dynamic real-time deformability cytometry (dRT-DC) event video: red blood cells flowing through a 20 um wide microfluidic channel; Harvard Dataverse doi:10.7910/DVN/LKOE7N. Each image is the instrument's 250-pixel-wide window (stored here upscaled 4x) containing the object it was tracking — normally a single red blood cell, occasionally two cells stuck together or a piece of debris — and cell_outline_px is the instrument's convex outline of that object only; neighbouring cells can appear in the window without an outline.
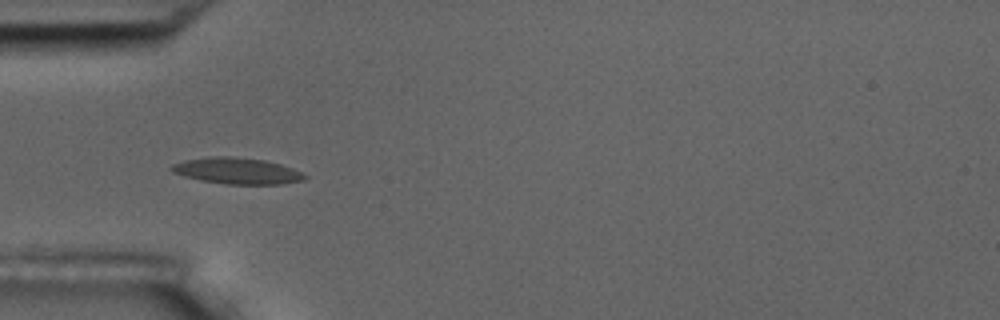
{"species": "common noctule bat (a hibernating species)", "species_latin": "Nyctalus noctula", "temperature_condition": "room temperature", "stored_images_in_passage": 9, "camera_frame_rate_fps": 3000, "um_per_image_px": 0.085, "animal": {"sex": "male", "body_mass_g": 17.5, "forearm_length_mm": 52.3}, "frame": {"image": 1, "passage_image": 4, "time_ms": 3.333, "image_size_px": [1000, 320], "cell_outline_px": [[308, 176], [304, 180], [280, 184], [224, 184], [200, 180], [184, 176], [172, 172], [168, 168], [172, 164], [184, 160], [208, 156], [236, 156], [264, 160], [280, 164], [292, 168]], "centroid_in_image_um": [20.1, 14.51], "position_along_channel_um": 64.9, "area_um2": 20.52}}
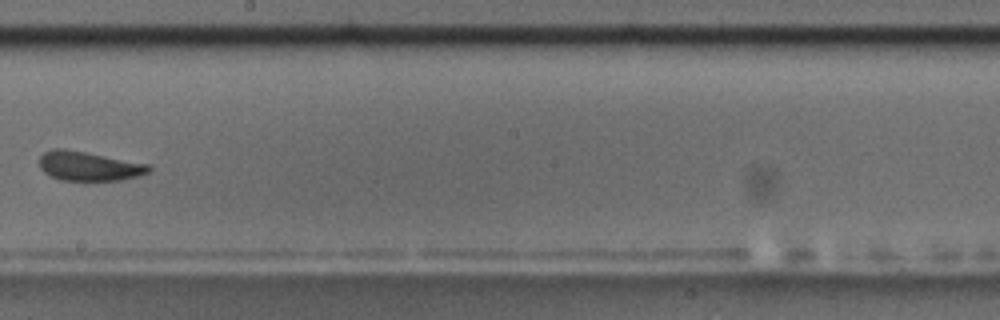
{"frame": {"image": 2, "passage_image": 8, "time_ms": 8.333, "image_size_px": [1000, 320], "cell_outline_px": [[152, 168], [148, 172], [140, 176], [120, 180], [60, 180], [44, 172], [40, 168], [40, 156], [44, 152], [52, 148], [64, 148], [152, 164]], "centroid_in_image_um": [7.59, 14.11], "position_along_channel_um": 240.6, "area_um2": 18.84}}
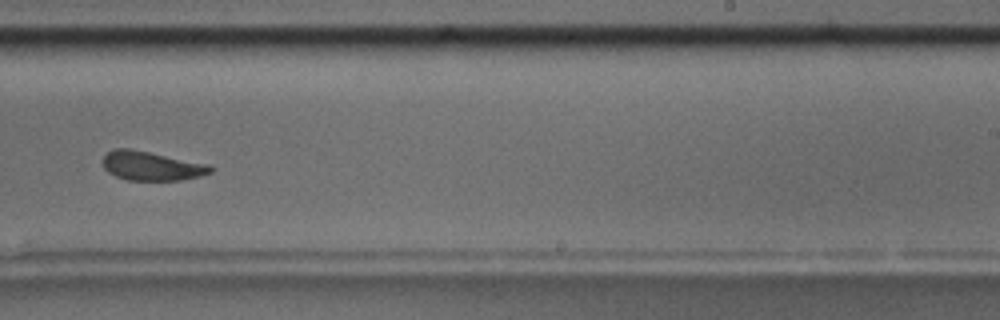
{"frame": {"image": 3, "passage_image": 9, "time_ms": 9.333, "image_size_px": [1000, 320], "cell_outline_px": [[216, 168], [212, 172], [200, 176], [180, 180], [128, 180], [116, 176], [108, 172], [104, 168], [104, 156], [108, 152], [116, 148], [128, 148], [212, 164]], "centroid_in_image_um": [12.95, 14.1], "position_along_channel_um": 276.0, "area_um2": 18.32}}